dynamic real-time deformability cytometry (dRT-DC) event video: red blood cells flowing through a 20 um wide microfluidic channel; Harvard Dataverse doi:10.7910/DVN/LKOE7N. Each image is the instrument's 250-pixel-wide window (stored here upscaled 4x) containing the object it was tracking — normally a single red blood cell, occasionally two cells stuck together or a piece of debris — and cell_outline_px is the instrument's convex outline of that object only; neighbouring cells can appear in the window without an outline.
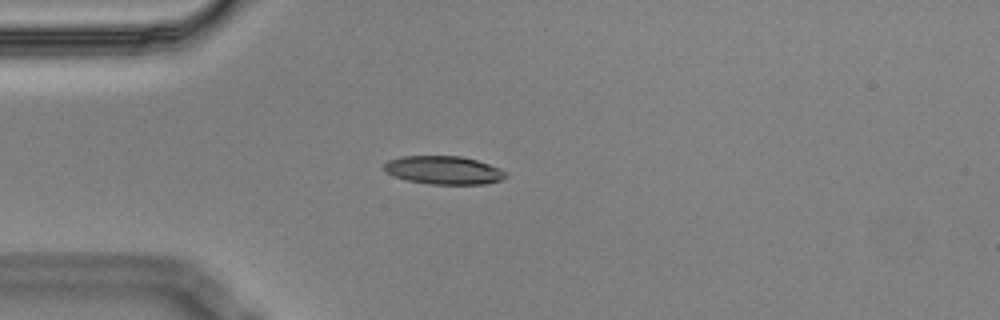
{"species": "Egyptian fruit bat (a non-hibernating species)", "species_latin": "Rousettus aegyptiacus", "temperature_condition": "cold", "stored_images_in_passage": 5, "camera_frame_rate_fps": 3000, "um_per_image_px": 0.085, "animal": {"sex": "male"}, "frame": {"image": 1, "passage_image": 5, "time_ms": 1.333, "image_size_px": [1000, 320], "cell_outline_px": [[508, 176], [500, 180], [484, 184], [428, 184], [408, 180], [396, 176], [388, 172], [384, 168], [384, 164], [388, 160], [400, 156], [460, 156], [476, 160], [500, 168], [508, 172]], "centroid_in_image_um": [37.75, 14.46], "position_along_channel_um": 47.3, "area_um2": 19.94}}